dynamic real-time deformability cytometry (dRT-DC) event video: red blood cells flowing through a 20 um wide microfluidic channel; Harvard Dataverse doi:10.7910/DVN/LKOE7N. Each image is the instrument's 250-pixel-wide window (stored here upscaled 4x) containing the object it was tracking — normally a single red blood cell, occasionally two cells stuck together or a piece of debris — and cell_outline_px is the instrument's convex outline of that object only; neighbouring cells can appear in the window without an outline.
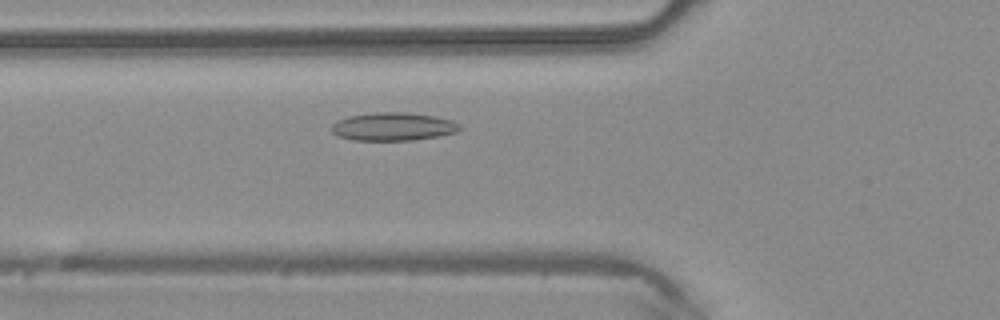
{"species": "common noctule bat (a hibernating species)", "species_latin": "Nyctalus noctula", "temperature_condition": "warm", "stored_images_in_passage": 35, "camera_frame_rate_fps": 3000, "um_per_image_px": 0.085, "animal": {"sex": "male", "body_mass_g": 20.4}, "frame": {"image": 1, "passage_image": 6, "time_ms": 1.667, "image_size_px": [1000, 320], "cell_outline_px": [[460, 128], [456, 132], [436, 136], [412, 140], [352, 140], [340, 136], [332, 132], [332, 124], [348, 116], [372, 112], [408, 112], [432, 116], [452, 120], [460, 124]], "centroid_in_image_um": [33.41, 10.75], "position_along_channel_um": 92.4, "area_um2": 20.81}}
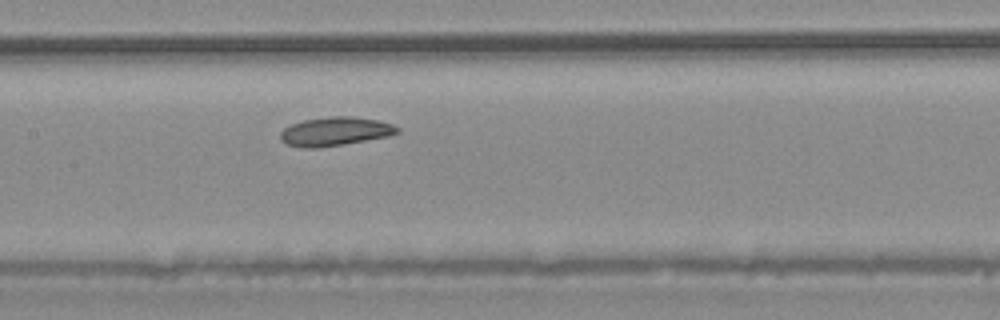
{"frame": {"image": 2, "passage_image": 12, "time_ms": 3.667, "image_size_px": [1000, 320], "cell_outline_px": [[400, 132], [388, 136], [344, 144], [320, 148], [300, 148], [288, 144], [280, 140], [280, 132], [284, 128], [292, 124], [304, 120], [332, 116], [352, 116], [376, 120], [392, 124], [400, 128]], "centroid_in_image_um": [28.47, 11.18], "position_along_channel_um": 178.9, "area_um2": 19.59}}
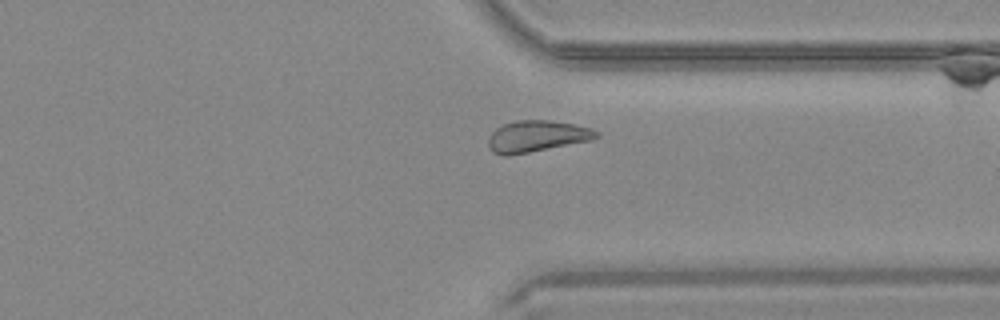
{"frame": {"image": 3, "passage_image": 25, "time_ms": 8.0, "image_size_px": [1000, 320], "cell_outline_px": [[600, 136], [592, 140], [508, 156], [504, 156], [492, 152], [488, 148], [488, 136], [496, 128], [504, 124], [516, 120], [552, 120], [576, 124], [592, 128], [600, 132]], "centroid_in_image_um": [45.64, 11.58], "position_along_channel_um": 365.8, "area_um2": 20.06}}